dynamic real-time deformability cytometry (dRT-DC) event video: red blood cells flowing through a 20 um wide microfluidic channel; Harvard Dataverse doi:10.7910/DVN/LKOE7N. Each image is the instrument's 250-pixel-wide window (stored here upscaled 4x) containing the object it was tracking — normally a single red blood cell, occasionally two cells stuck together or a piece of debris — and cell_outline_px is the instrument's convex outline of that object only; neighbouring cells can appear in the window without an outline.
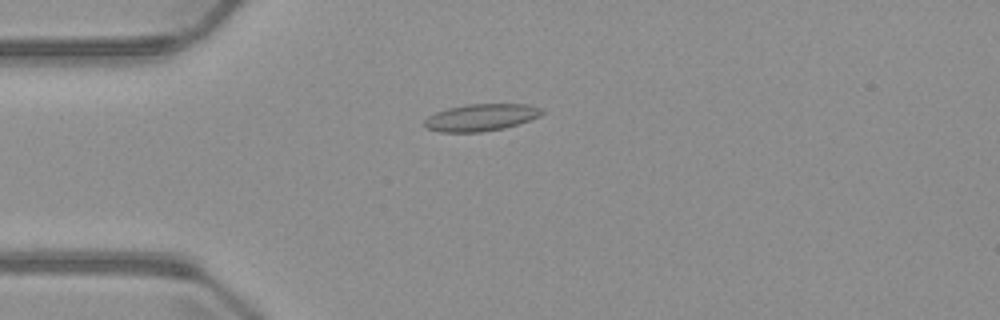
{"species": "common noctule bat (a hibernating species)", "species_latin": "Nyctalus noctula", "temperature_condition": "warm", "stored_images_in_passage": 6, "camera_frame_rate_fps": 3000, "um_per_image_px": 0.085, "animal": {"sex": "male", "body_mass_g": 23.1, "forearm_length_mm": 52.7}, "frame": {"image": 1, "passage_image": 4, "time_ms": 3.667, "image_size_px": [1000, 320], "cell_outline_px": [[544, 112], [540, 116], [504, 128], [480, 132], [440, 132], [428, 128], [424, 124], [424, 120], [428, 116], [436, 112], [448, 108], [468, 104], [528, 104], [540, 108]], "centroid_in_image_um": [40.87, 9.98], "position_along_channel_um": 44.1, "area_um2": 18.32}}
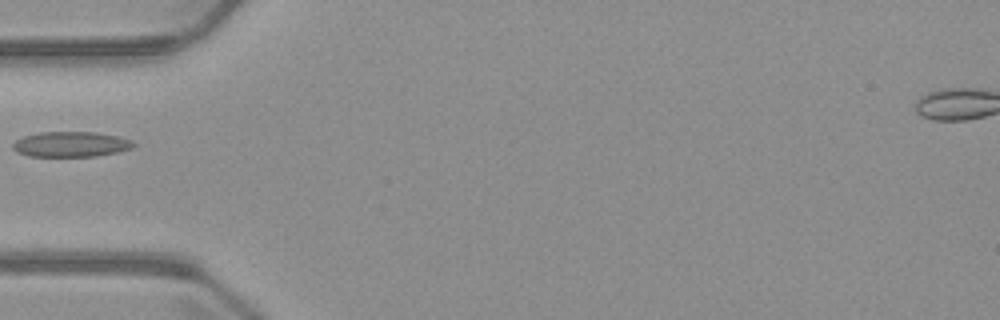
{"frame": {"image": 2, "passage_image": 5, "time_ms": 5.0, "image_size_px": [1000, 320], "cell_outline_px": [[136, 144], [132, 148], [116, 152], [96, 156], [28, 156], [16, 152], [12, 148], [12, 144], [16, 140], [24, 136], [40, 132], [96, 132], [120, 136], [132, 140]], "centroid_in_image_um": [6.03, 12.26], "position_along_channel_um": 79.0, "area_um2": 17.86}}
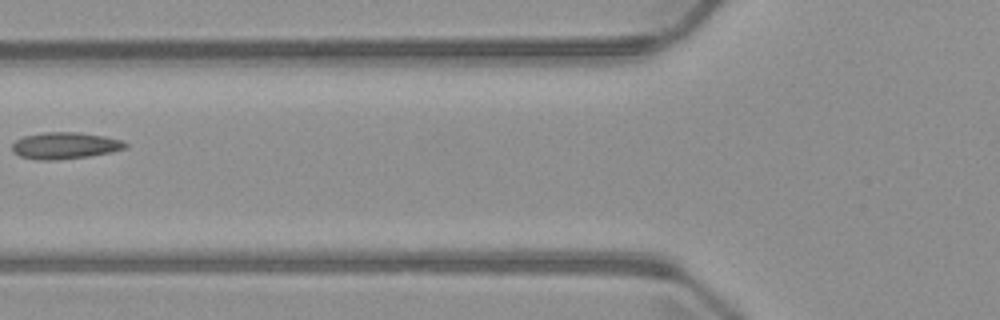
{"frame": {"image": 3, "passage_image": 6, "time_ms": 6.0, "image_size_px": [1000, 320], "cell_outline_px": [[128, 144], [124, 148], [112, 152], [88, 156], [56, 160], [36, 160], [20, 156], [12, 152], [12, 144], [16, 140], [24, 136], [44, 132], [76, 132], [104, 136], [120, 140]], "centroid_in_image_um": [5.48, 12.38], "position_along_channel_um": 120.3, "area_um2": 17.51}}